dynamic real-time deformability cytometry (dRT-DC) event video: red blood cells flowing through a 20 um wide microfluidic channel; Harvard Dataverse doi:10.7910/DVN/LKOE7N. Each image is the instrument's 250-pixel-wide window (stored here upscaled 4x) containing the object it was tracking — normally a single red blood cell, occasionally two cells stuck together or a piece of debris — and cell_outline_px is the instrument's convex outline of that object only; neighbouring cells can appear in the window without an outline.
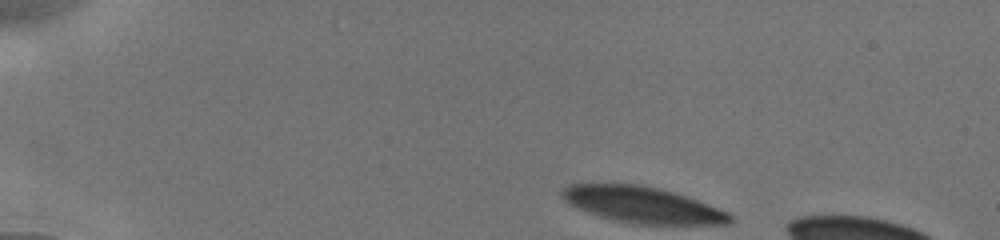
{"species": "human", "species_latin": "Homo sapiens", "temperature_condition": "cold", "stored_images_in_passage": 24, "camera_frame_rate_fps": 3000, "um_per_image_px": 0.085, "donor": {"sex": "male"}, "frame": {"image": 1, "passage_image": 1, "time_ms": 0.0, "image_size_px": [1000, 240], "cell_outline_px": [[732, 220], [728, 224], [632, 224], [612, 220], [588, 212], [568, 204], [560, 196], [560, 192], [568, 184], [640, 184], [688, 196], [728, 212], [732, 216]], "centroid_in_image_um": [54.58, 17.41], "position_along_channel_um": 30.4, "area_um2": 35.32}}
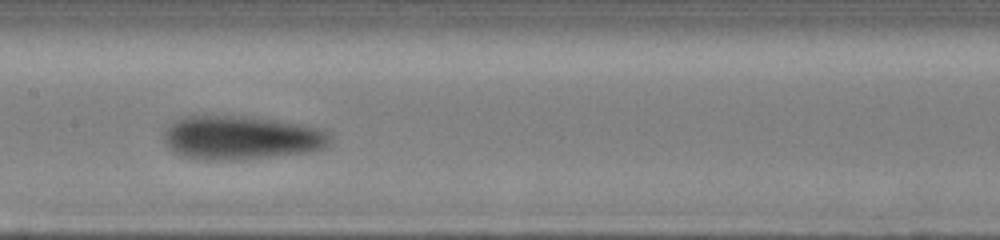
{"frame": {"image": 2, "passage_image": 15, "time_ms": 6.333, "image_size_px": [1000, 240], "cell_outline_px": [[332, 144], [324, 148], [304, 152], [240, 160], [208, 160], [184, 156], [168, 148], [164, 140], [164, 132], [176, 120], [184, 116], [248, 116], [276, 120], [324, 128], [332, 140]], "centroid_in_image_um": [20.54, 11.7], "position_along_channel_um": 186.9, "area_um2": 42.37}}
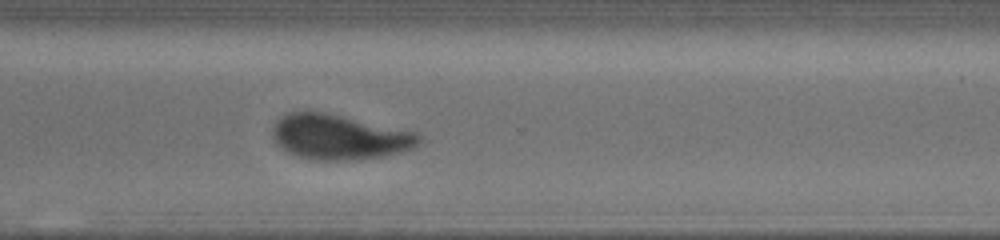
{"frame": {"image": 3, "passage_image": 24, "time_ms": 10.333, "image_size_px": [1000, 240], "cell_outline_px": [[420, 140], [412, 148], [400, 152], [380, 156], [344, 160], [320, 160], [300, 156], [288, 152], [280, 148], [272, 136], [272, 128], [276, 120], [280, 116], [292, 112], [324, 112], [416, 132], [420, 136]], "centroid_in_image_um": [28.78, 11.63], "position_along_channel_um": 341.8, "area_um2": 37.74}}